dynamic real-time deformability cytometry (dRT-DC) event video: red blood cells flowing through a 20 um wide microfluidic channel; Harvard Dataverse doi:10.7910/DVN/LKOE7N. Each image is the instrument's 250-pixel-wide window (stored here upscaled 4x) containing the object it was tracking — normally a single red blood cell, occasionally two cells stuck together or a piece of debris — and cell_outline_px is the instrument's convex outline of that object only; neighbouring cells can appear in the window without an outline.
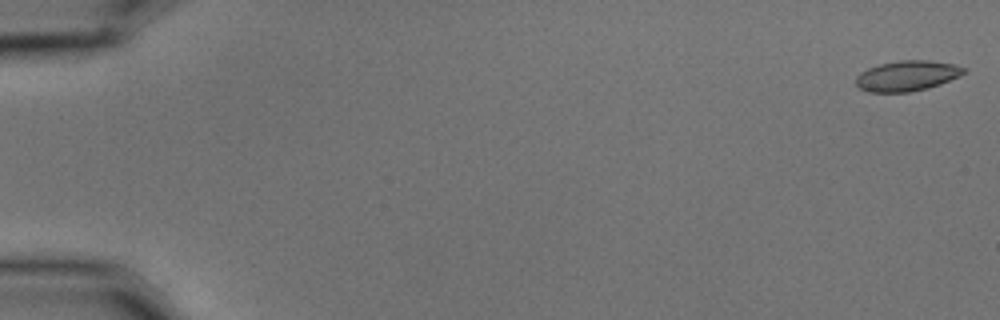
{"species": "common noctule bat (a hibernating species)", "species_latin": "Nyctalus noctula", "temperature_condition": "cold", "stored_images_in_passage": 5, "camera_frame_rate_fps": 3000, "um_per_image_px": 0.085, "animal": {"sex": "male", "body_mass_g": 15.6}, "frame": {"image": 1, "passage_image": 1, "time_ms": 0.0, "image_size_px": [1000, 320], "cell_outline_px": [[964, 72], [960, 76], [940, 84], [928, 88], [908, 92], [868, 92], [860, 88], [856, 84], [856, 76], [860, 72], [868, 68], [880, 64], [900, 60], [928, 60], [956, 64], [964, 68]], "centroid_in_image_um": [77.09, 6.44], "position_along_channel_um": 7.9, "area_um2": 19.07}}
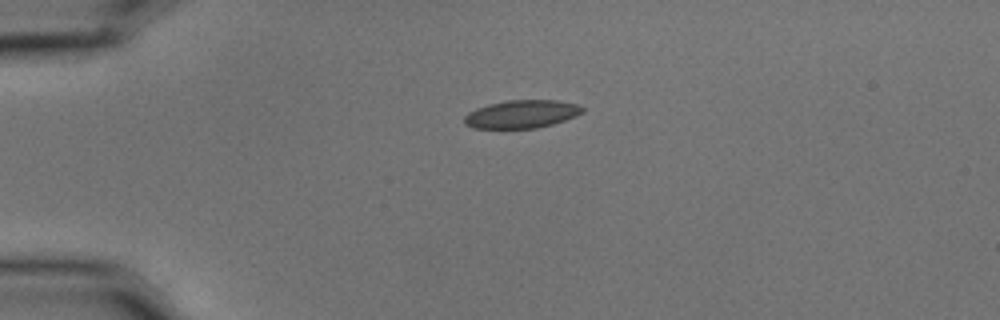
{"frame": {"image": 2, "passage_image": 4, "time_ms": 1.0, "image_size_px": [1000, 320], "cell_outline_px": [[584, 112], [576, 116], [552, 124], [536, 128], [472, 128], [464, 124], [464, 116], [468, 112], [476, 108], [488, 104], [508, 100], [556, 100], [576, 104], [584, 108]], "centroid_in_image_um": [44.32, 9.7], "position_along_channel_um": 40.7, "area_um2": 19.31}}